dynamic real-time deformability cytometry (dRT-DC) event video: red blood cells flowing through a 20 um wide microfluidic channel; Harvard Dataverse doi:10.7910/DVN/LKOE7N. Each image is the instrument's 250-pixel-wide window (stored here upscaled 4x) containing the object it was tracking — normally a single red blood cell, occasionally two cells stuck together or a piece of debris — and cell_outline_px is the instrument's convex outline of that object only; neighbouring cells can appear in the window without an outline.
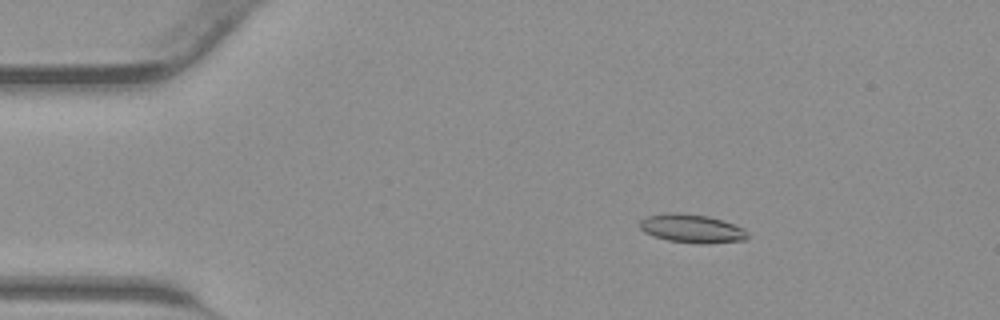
{"species": "common noctule bat (a hibernating species)", "species_latin": "Nyctalus noctula", "temperature_condition": "warm", "stored_images_in_passage": 44, "camera_frame_rate_fps": 3000, "um_per_image_px": 0.085, "animal": {"sex": "male", "body_mass_g": 23.1, "forearm_length_mm": 52.7}, "frame": {"image": 1, "passage_image": 8, "time_ms": 2.333, "image_size_px": [1000, 320], "cell_outline_px": [[748, 236], [744, 240], [704, 244], [700, 244], [668, 240], [644, 232], [640, 228], [640, 220], [648, 216], [672, 212], [680, 212], [708, 216], [724, 220], [744, 228], [748, 232]], "centroid_in_image_um": [58.84, 19.42], "position_along_channel_um": 26.2, "area_um2": 17.92}}
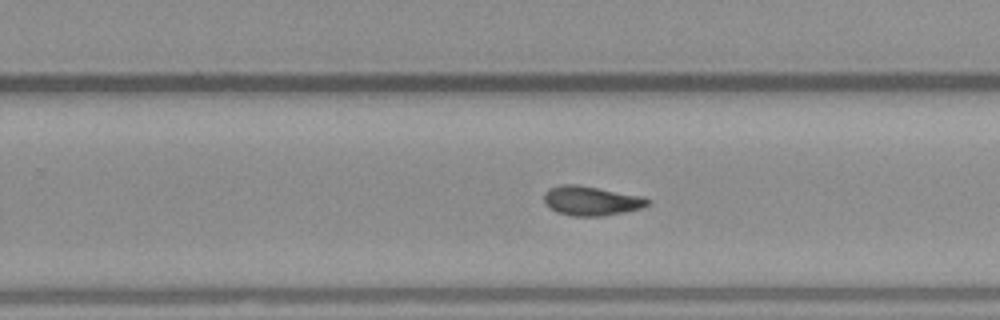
{"frame": {"image": 2, "passage_image": 28, "time_ms": 9.0, "image_size_px": [1000, 320], "cell_outline_px": [[648, 204], [640, 208], [624, 212], [600, 216], [572, 216], [556, 212], [548, 208], [544, 204], [544, 192], [548, 188], [560, 184], [576, 184], [644, 196], [648, 200]], "centroid_in_image_um": [50.18, 17.06], "position_along_channel_um": 279.6, "area_um2": 17.86}}
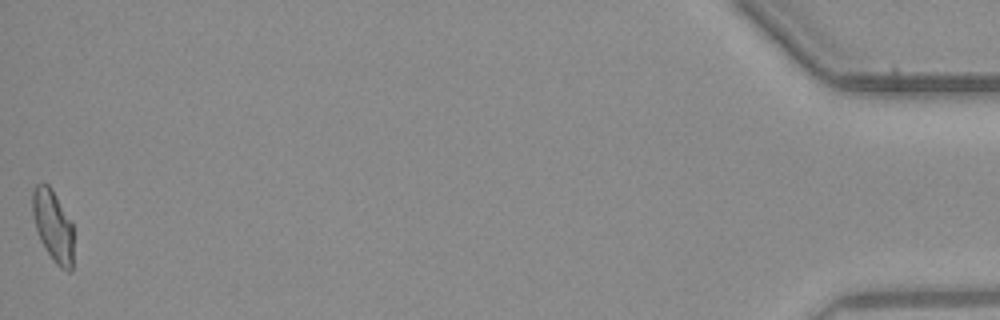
{"frame": {"image": 3, "passage_image": 44, "time_ms": 14.333, "image_size_px": [1000, 320], "cell_outline_px": [[72, 272], [68, 272], [60, 268], [52, 260], [40, 240], [36, 228], [32, 212], [32, 192], [36, 184], [48, 184], [52, 188], [72, 220]], "centroid_in_image_um": [4.51, 19.19], "position_along_channel_um": 430.7, "area_um2": 17.28}}